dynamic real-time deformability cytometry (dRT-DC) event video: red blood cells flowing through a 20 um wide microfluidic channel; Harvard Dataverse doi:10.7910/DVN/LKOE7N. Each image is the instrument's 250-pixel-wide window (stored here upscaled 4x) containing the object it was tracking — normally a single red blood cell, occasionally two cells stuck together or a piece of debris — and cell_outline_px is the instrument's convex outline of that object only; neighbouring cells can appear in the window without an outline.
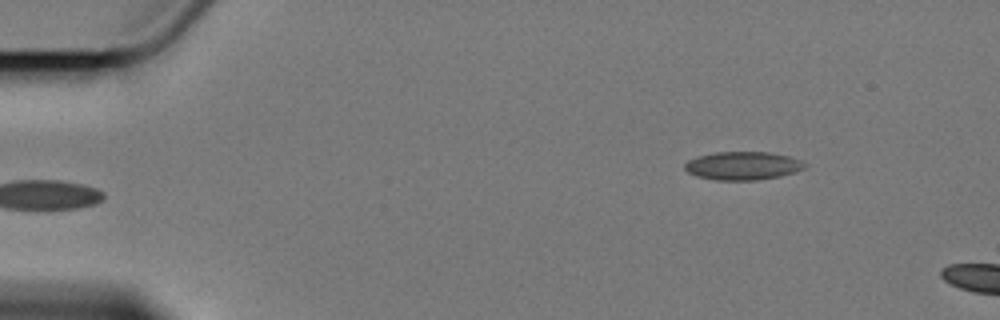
{"species": "Egyptian fruit bat (a non-hibernating species)", "species_latin": "Rousettus aegyptiacus", "temperature_condition": "cold", "stored_images_in_passage": 3, "camera_frame_rate_fps": 3000, "um_per_image_px": 0.085, "animal": {"sex": "female"}, "frame": {"image": 1, "passage_image": 3, "time_ms": 2.667, "image_size_px": [1000, 320], "cell_outline_px": [[808, 164], [804, 168], [780, 176], [756, 180], [716, 180], [696, 176], [688, 172], [684, 168], [684, 164], [688, 160], [700, 156], [716, 152], [768, 152], [788, 156], [800, 160]], "centroid_in_image_um": [63.12, 14.09], "position_along_channel_um": 21.9, "area_um2": 19.59}}